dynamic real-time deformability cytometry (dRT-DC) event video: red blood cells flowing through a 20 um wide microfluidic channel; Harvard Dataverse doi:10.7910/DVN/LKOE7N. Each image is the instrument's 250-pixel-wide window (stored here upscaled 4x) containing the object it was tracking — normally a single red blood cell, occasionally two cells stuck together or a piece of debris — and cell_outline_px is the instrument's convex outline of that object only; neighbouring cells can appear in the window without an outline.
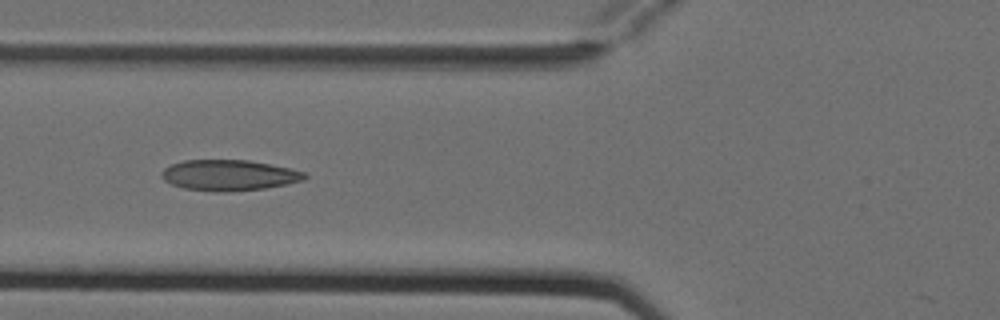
{"species": "Egyptian fruit bat (a non-hibernating species)", "species_latin": "Rousettus aegyptiacus", "temperature_condition": "cold", "stored_images_in_passage": 7, "camera_frame_rate_fps": 3000, "um_per_image_px": 0.085, "animal": {"sex": "female"}, "frame": {"image": 1, "passage_image": 6, "time_ms": 1.667, "image_size_px": [1000, 320], "cell_outline_px": [[308, 176], [304, 180], [288, 184], [264, 188], [228, 192], [212, 192], [184, 188], [172, 184], [164, 180], [160, 176], [160, 172], [164, 168], [172, 164], [184, 160], [248, 160], [288, 168], [304, 172]], "centroid_in_image_um": [19.44, 14.9], "position_along_channel_um": 106.4, "area_um2": 25.66}}
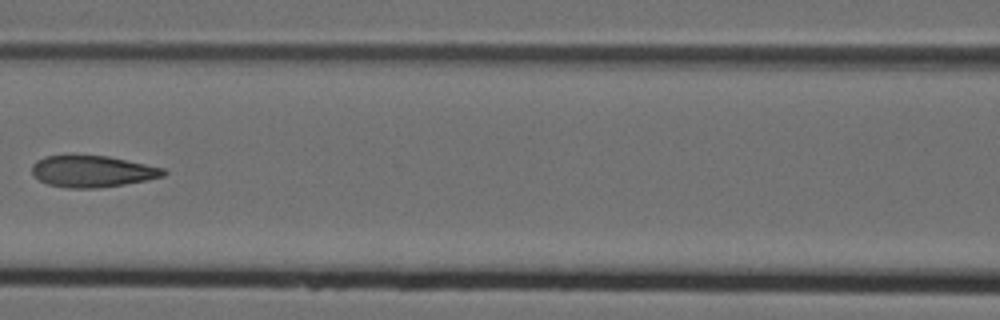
{"frame": {"image": 2, "passage_image": 7, "time_ms": 2.0, "image_size_px": [1000, 320], "cell_outline_px": [[168, 172], [164, 176], [124, 184], [100, 188], [68, 188], [48, 184], [40, 180], [32, 172], [32, 164], [36, 160], [44, 156], [72, 152], [108, 156], [164, 168]], "centroid_in_image_um": [7.8, 14.52], "position_along_channel_um": 158.8, "area_um2": 24.85}}